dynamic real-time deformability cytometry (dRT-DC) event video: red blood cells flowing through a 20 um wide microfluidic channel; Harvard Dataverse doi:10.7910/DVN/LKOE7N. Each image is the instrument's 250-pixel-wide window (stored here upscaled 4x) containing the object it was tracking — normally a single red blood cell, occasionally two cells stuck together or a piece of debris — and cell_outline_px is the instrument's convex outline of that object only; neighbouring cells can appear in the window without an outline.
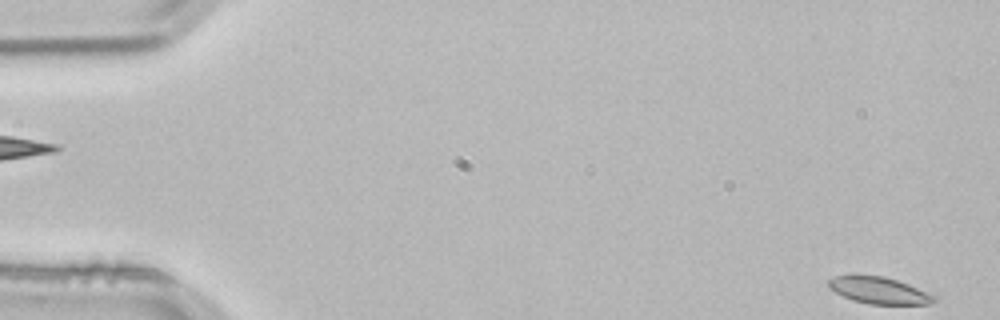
{"species": "common noctule bat (a hibernating species)", "species_latin": "Nyctalus noctula", "temperature_condition": "room temperature", "stored_images_in_passage": 3, "segment_of_instrument_passage": [2, 2], "camera_frame_rate_fps": 3000, "um_per_image_px": 0.085, "animal": {"sex": "male", "body_mass_g": 21.5, "forearm_length_mm": 52.0}, "frame": {"image": 1, "passage_image": 3, "time_ms": 0.667, "image_size_px": [1000, 320], "cell_outline_px": [[936, 300], [932, 304], [868, 304], [852, 300], [828, 288], [828, 280], [836, 276], [852, 272], [856, 272], [884, 276], [908, 284], [936, 296]], "centroid_in_image_um": [74.65, 24.64], "position_along_channel_um": 10.4, "area_um2": 16.94}}